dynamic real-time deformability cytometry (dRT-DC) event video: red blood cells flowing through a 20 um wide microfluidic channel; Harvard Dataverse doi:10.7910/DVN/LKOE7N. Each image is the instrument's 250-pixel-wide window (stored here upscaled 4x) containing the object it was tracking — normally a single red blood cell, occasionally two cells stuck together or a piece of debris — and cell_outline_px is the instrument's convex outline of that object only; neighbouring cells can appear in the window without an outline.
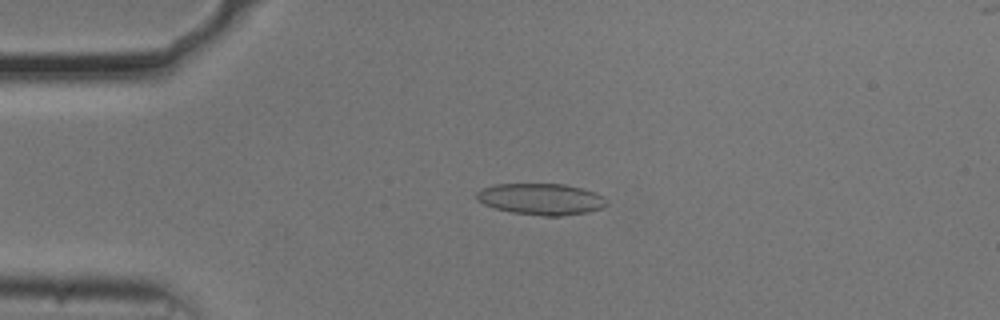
{"species": "common noctule bat (a hibernating species)", "species_latin": "Nyctalus noctula", "temperature_condition": "cold", "stored_images_in_passage": 55, "camera_frame_rate_fps": 3000, "um_per_image_px": 0.085, "animal": {"sex": "male", "body_mass_g": 20.5, "forearm_length_mm": 52.5}, "frame": {"image": 1, "passage_image": 13, "time_ms": 4.0, "image_size_px": [1000, 320], "cell_outline_px": [[608, 204], [600, 208], [588, 212], [560, 216], [544, 216], [512, 212], [496, 208], [484, 204], [476, 200], [476, 192], [480, 188], [496, 184], [564, 184], [596, 192], [604, 196], [608, 200]], "centroid_in_image_um": [45.99, 16.92], "position_along_channel_um": 39.0, "area_um2": 23.87}}
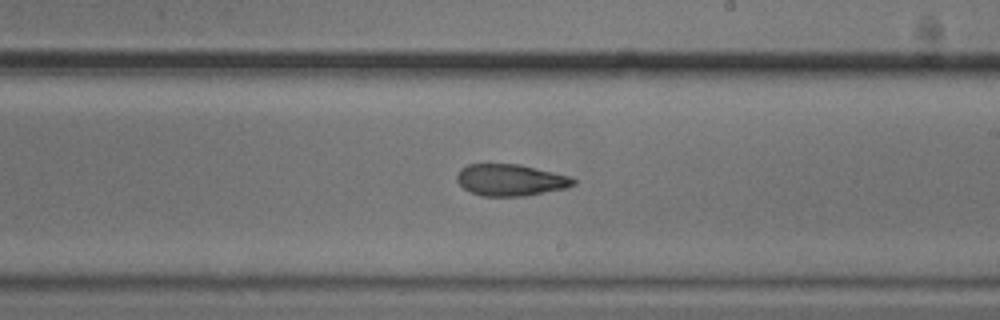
{"frame": {"image": 2, "passage_image": 32, "time_ms": 10.333, "image_size_px": [1000, 320], "cell_outline_px": [[576, 184], [564, 188], [524, 196], [480, 196], [464, 188], [456, 180], [456, 176], [460, 168], [468, 164], [520, 164], [568, 176], [576, 180]], "centroid_in_image_um": [43.35, 15.3], "position_along_channel_um": 245.6, "area_um2": 21.33}}
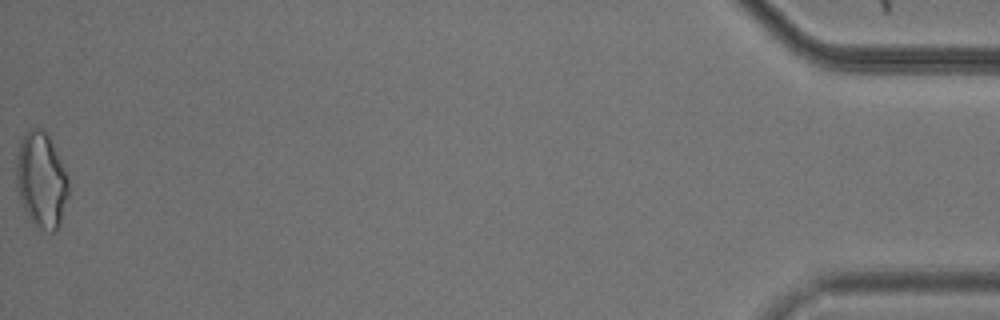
{"frame": {"image": 3, "passage_image": 55, "time_ms": 18.0, "image_size_px": [1000, 320], "cell_outline_px": [[68, 196], [60, 228], [56, 232], [48, 232], [32, 224], [24, 208], [16, 184], [16, 156], [20, 144], [24, 136], [32, 128], [40, 128], [48, 136], [68, 176]], "centroid_in_image_um": [3.53, 15.38], "position_along_channel_um": 431.7, "area_um2": 28.9}, "authors_computed_cell_mechanics": {"area_um2": 23.0622, "velocity_mm_per_s": 3.714, "shape_relaxation_time_tau1_ms": null, "shape_relaxation_time_tau2_ms": 4.0974, "deformation_change_tau1": null, "deformation_change_tau2": 0.1105}}